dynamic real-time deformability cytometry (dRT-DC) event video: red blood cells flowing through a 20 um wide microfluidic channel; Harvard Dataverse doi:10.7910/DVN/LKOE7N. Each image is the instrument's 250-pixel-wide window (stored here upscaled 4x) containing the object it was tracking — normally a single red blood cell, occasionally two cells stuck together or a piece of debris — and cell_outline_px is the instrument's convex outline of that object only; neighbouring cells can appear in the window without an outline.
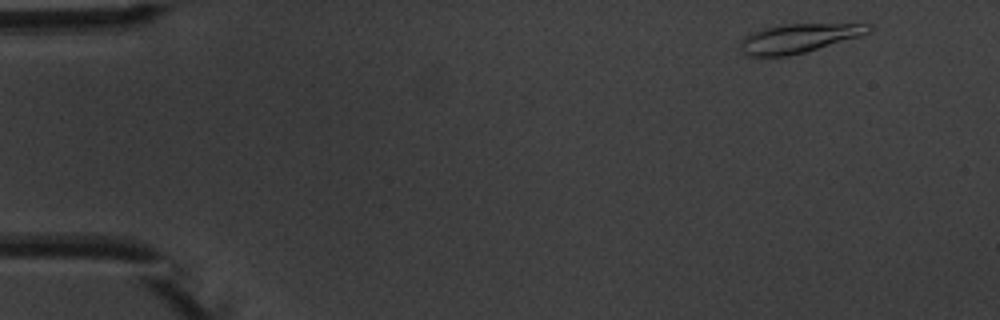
{"species": "common noctule bat (a hibernating species)", "species_latin": "Nyctalus noctula", "temperature_condition": "warm", "stored_images_in_passage": 4, "camera_frame_rate_fps": 3000, "um_per_image_px": 0.085, "animal": {"sex": "male", "body_mass_g": 20.1, "forearm_length_mm": 53.5}, "frame": {"image": 1, "passage_image": 1, "time_ms": 0.0, "image_size_px": [1000, 320], "cell_outline_px": [[872, 32], [860, 36], [804, 52], [788, 56], [744, 56], [740, 48], [740, 40], [748, 32], [764, 28], [784, 24], [872, 24]], "centroid_in_image_um": [67.83, 3.25], "position_along_channel_um": 17.2, "area_um2": 21.73}}